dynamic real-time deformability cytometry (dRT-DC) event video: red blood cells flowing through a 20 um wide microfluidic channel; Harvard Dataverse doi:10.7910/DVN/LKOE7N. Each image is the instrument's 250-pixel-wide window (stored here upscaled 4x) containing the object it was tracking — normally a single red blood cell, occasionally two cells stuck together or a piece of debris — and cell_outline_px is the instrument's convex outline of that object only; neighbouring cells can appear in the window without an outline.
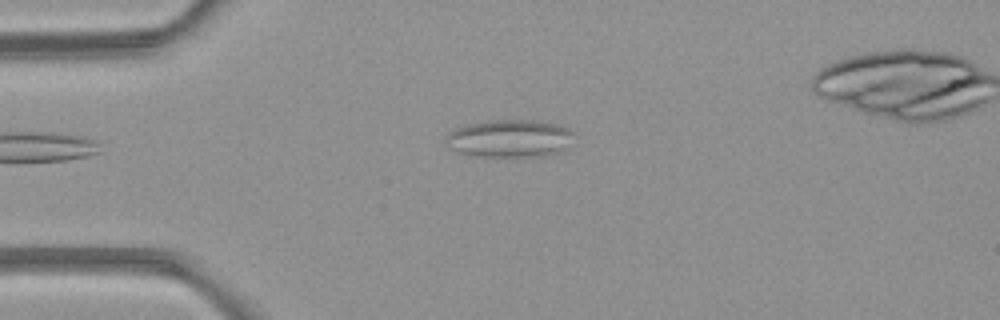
{"species": "common noctule bat (a hibernating species)", "species_latin": "Nyctalus noctula", "temperature_condition": "room temperature", "stored_images_in_passage": 3, "camera_frame_rate_fps": 3000, "um_per_image_px": 0.085, "animal": {"sex": "female", "body_mass_g": 21.9}, "frame": {"image": 1, "passage_image": 3, "time_ms": 2.333, "image_size_px": [1000, 320], "cell_outline_px": [[572, 132], [564, 148], [560, 152], [540, 156], [480, 156], [460, 152], [448, 148], [444, 140], [456, 128], [468, 124], [496, 120], [532, 120], [556, 124], [568, 128]], "centroid_in_image_um": [43.28, 11.77], "position_along_channel_um": 41.7, "area_um2": 27.46}}